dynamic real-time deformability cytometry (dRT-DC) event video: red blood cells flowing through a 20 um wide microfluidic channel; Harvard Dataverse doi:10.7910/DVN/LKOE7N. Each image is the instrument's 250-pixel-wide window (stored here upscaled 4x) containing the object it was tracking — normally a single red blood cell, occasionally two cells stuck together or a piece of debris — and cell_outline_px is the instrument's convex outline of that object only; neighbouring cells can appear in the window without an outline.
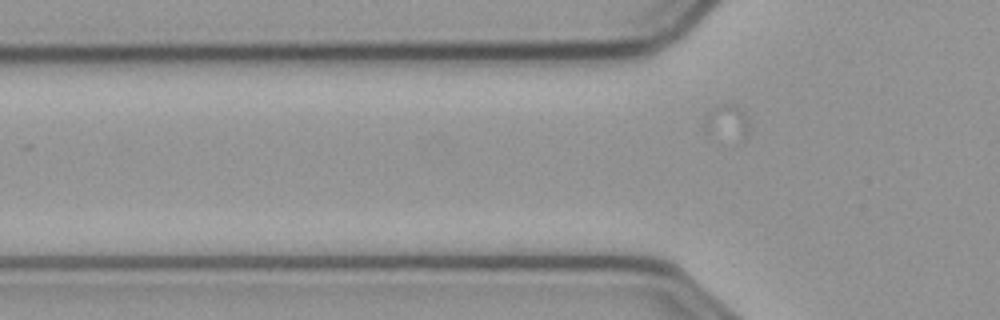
{"species": "common noctule bat (a hibernating species)", "species_latin": "Nyctalus noctula", "temperature_condition": "cold", "stored_images_in_passage": 2, "camera_frame_rate_fps": 3000, "um_per_image_px": 0.085, "animal": {"sex": "male", "body_mass_g": 23.1, "forearm_length_mm": 52.7}, "frame": {"image": 1, "passage_image": 2, "time_ms": 0.333, "image_size_px": [1000, 320], "cell_outline_px": [[752, 128], [744, 140], [708, 136], [704, 132], [700, 124], [704, 116], [716, 104], [736, 104], [748, 116]], "centroid_in_image_um": [61.76, 10.4], "position_along_channel_um": 64.0, "area_um2": 10.12}}